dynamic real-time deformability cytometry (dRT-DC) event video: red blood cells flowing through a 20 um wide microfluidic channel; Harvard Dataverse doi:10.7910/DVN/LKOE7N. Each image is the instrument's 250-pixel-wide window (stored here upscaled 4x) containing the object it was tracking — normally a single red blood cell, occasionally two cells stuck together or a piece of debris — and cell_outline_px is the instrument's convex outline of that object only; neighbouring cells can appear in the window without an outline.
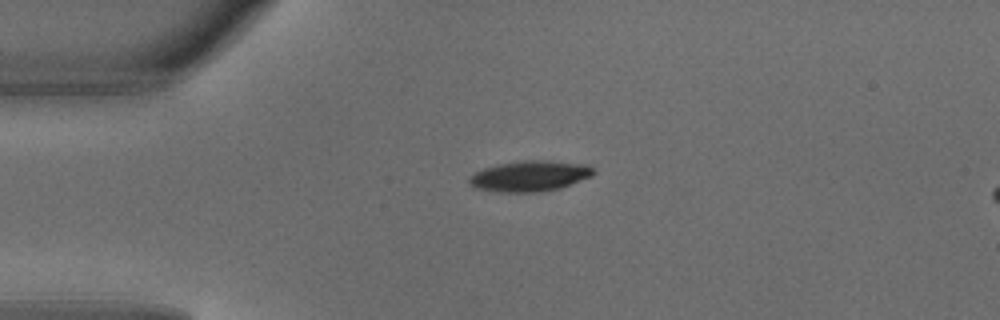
{"species": "common noctule bat (a hibernating species)", "species_latin": "Nyctalus noctula", "temperature_condition": "warm", "stored_images_in_passage": 2, "camera_frame_rate_fps": 3000, "um_per_image_px": 0.085, "animal": {"sex": "male", "body_mass_g": 18.8}, "frame": {"image": 1, "passage_image": 1, "time_ms": 0.0, "image_size_px": [1000, 320], "cell_outline_px": [[596, 172], [592, 176], [560, 188], [540, 192], [496, 192], [476, 188], [468, 184], [468, 176], [484, 168], [496, 164], [520, 160], [548, 160], [588, 164], [596, 168]], "centroid_in_image_um": [45.04, 14.95], "position_along_channel_um": 40.0, "area_um2": 22.66}}